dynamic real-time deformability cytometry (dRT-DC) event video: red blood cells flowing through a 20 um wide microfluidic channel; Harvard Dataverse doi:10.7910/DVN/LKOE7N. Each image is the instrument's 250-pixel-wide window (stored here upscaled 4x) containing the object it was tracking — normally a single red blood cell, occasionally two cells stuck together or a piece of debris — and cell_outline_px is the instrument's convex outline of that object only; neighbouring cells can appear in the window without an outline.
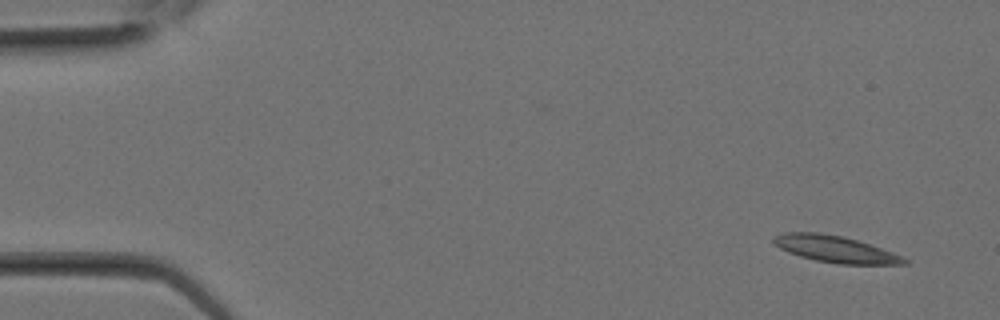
{"species": "Egyptian fruit bat (a non-hibernating species)", "species_latin": "Rousettus aegyptiacus", "temperature_condition": "room temperature", "stored_images_in_passage": 12, "camera_frame_rate_fps": 3000, "um_per_image_px": 0.085, "animal": {"sex": "female"}, "frame": {"image": 1, "passage_image": 1, "time_ms": 0.0, "image_size_px": [1000, 320], "cell_outline_px": [[908, 264], [836, 264], [816, 260], [800, 256], [788, 252], [780, 248], [772, 240], [772, 236], [784, 232], [820, 232], [840, 236], [856, 240], [892, 252], [908, 260]], "centroid_in_image_um": [70.95, 21.17], "position_along_channel_um": 14.1, "area_um2": 20.06}}
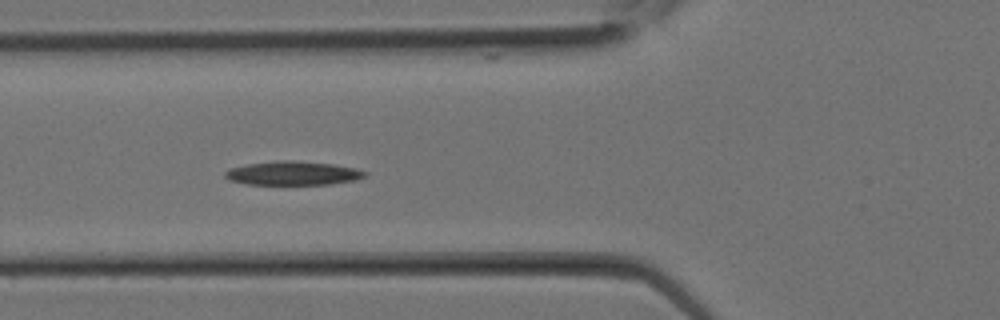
{"frame": {"image": 2, "passage_image": 9, "time_ms": 2.667, "image_size_px": [1000, 320], "cell_outline_px": [[368, 176], [356, 180], [332, 184], [248, 184], [228, 180], [224, 176], [224, 172], [228, 168], [248, 164], [276, 160], [292, 160], [332, 164], [356, 168], [368, 172]], "centroid_in_image_um": [24.91, 14.72], "position_along_channel_um": 100.9, "area_um2": 19.59}}
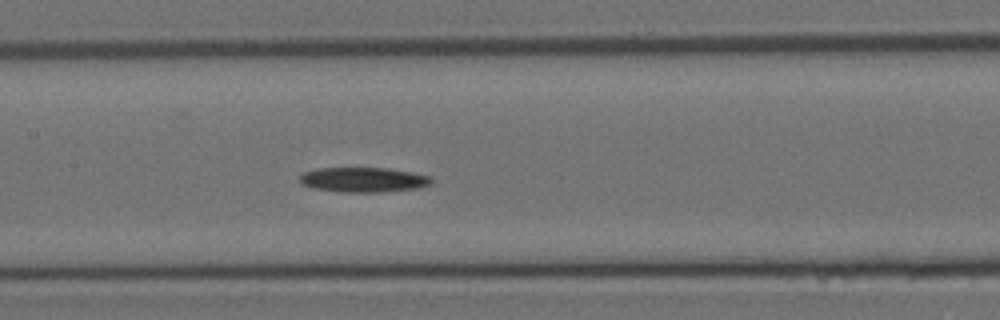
{"frame": {"image": 3, "passage_image": 12, "time_ms": 3.667, "image_size_px": [1000, 320], "cell_outline_px": [[432, 184], [420, 188], [384, 192], [340, 192], [312, 188], [300, 184], [300, 176], [304, 172], [316, 168], [388, 168], [412, 172], [432, 176]], "centroid_in_image_um": [30.91, 15.28], "position_along_channel_um": 176.5, "area_um2": 19.36}}